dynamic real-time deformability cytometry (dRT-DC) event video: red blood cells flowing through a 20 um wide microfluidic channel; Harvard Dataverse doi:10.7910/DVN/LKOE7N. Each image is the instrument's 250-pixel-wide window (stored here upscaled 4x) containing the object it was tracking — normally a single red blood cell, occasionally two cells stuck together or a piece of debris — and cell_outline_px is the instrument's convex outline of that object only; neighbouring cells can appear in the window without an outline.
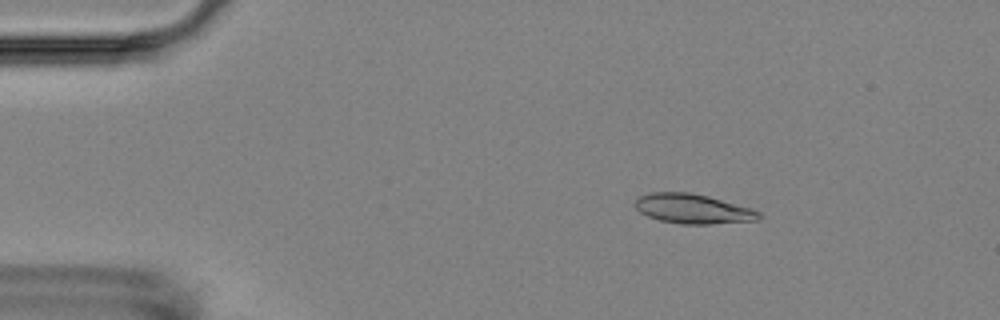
{"species": "Egyptian fruit bat (a non-hibernating species)", "species_latin": "Rousettus aegyptiacus", "temperature_condition": "room temperature", "stored_images_in_passage": 4, "camera_frame_rate_fps": 3000, "um_per_image_px": 0.085, "animal": {"sex": "female"}, "frame": {"image": 1, "passage_image": 2, "time_ms": 1.0, "image_size_px": [1000, 320], "cell_outline_px": [[760, 220], [712, 224], [680, 224], [660, 220], [648, 216], [640, 212], [636, 208], [636, 200], [640, 196], [648, 192], [692, 192], [708, 196], [752, 208], [760, 212]], "centroid_in_image_um": [58.92, 17.75], "position_along_channel_um": 26.1, "area_um2": 21.44}}